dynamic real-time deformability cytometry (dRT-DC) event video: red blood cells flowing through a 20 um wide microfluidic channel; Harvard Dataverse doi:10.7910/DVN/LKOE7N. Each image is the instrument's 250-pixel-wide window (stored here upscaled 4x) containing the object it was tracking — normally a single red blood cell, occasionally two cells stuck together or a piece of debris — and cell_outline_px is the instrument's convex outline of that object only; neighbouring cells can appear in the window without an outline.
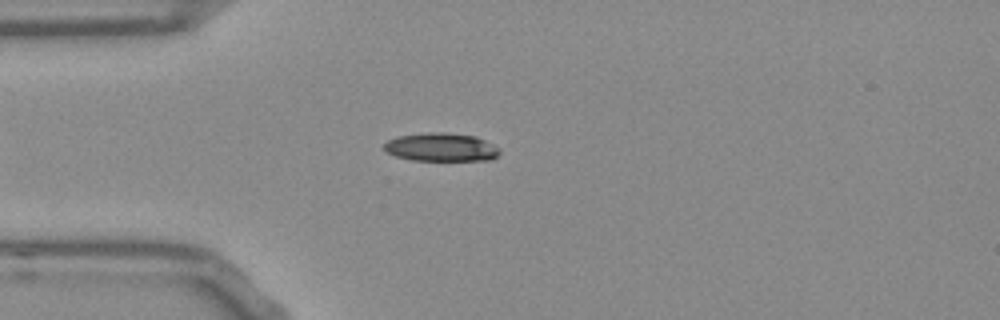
{"species": "Egyptian fruit bat (a non-hibernating species)", "species_latin": "Rousettus aegyptiacus", "temperature_condition": "room temperature", "stored_images_in_passage": 47, "camera_frame_rate_fps": 3000, "um_per_image_px": 0.085, "frame": {"image": 1, "passage_image": 8, "time_ms": 2.333, "image_size_px": [1000, 320], "cell_outline_px": [[500, 152], [492, 160], [412, 160], [396, 156], [388, 152], [384, 148], [384, 144], [388, 140], [396, 136], [432, 132], [444, 132], [476, 136], [500, 148]], "centroid_in_image_um": [37.51, 12.51], "position_along_channel_um": 47.5, "area_um2": 19.02}}
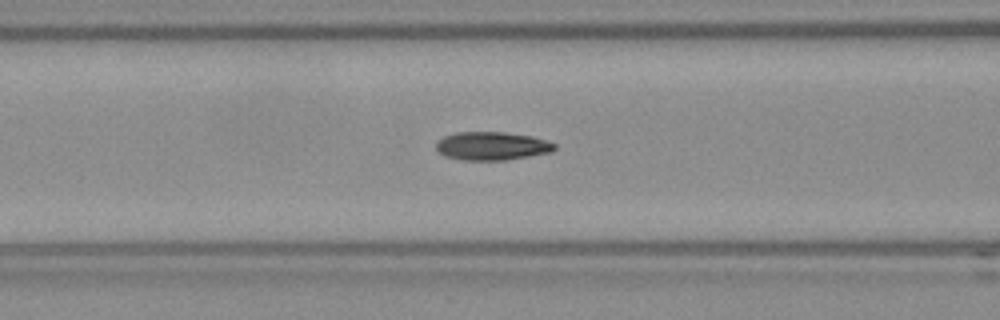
{"frame": {"image": 2, "passage_image": 15, "time_ms": 4.667, "image_size_px": [1000, 320], "cell_outline_px": [[556, 148], [552, 152], [508, 160], [460, 160], [444, 156], [436, 148], [436, 144], [444, 136], [456, 132], [504, 132], [532, 136], [556, 144]], "centroid_in_image_um": [41.82, 12.41], "position_along_channel_um": 124.8, "area_um2": 19.59}}
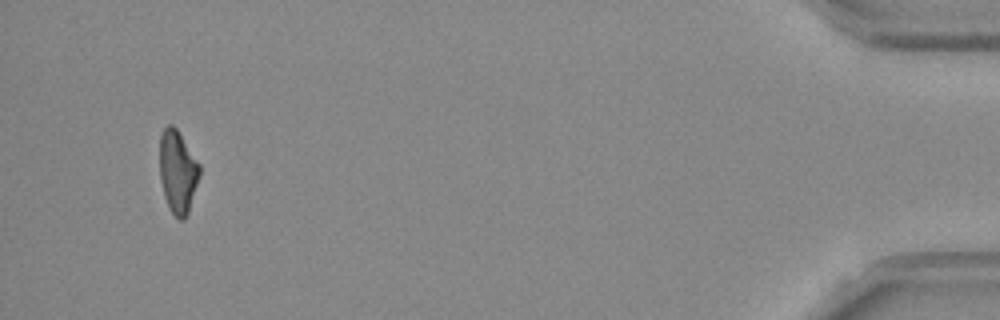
{"frame": {"image": 3, "passage_image": 45, "time_ms": 14.667, "image_size_px": [1000, 320], "cell_outline_px": [[200, 176], [188, 212], [184, 220], [180, 220], [172, 212], [164, 196], [160, 180], [160, 132], [168, 124], [172, 124], [176, 128], [200, 164]], "centroid_in_image_um": [15.1, 14.57], "position_along_channel_um": 420.1, "area_um2": 19.19}, "authors_computed_cell_mechanics": {"area_um2": 19.363, "velocity_mm_per_s": 3.7824, "shape_relaxation_time_tau1_ms": 4.4089, "shape_relaxation_time_tau2_ms": 2.2957, "deformation_change_tau1": 0.1424, "deformation_change_tau2": 0.1043}}